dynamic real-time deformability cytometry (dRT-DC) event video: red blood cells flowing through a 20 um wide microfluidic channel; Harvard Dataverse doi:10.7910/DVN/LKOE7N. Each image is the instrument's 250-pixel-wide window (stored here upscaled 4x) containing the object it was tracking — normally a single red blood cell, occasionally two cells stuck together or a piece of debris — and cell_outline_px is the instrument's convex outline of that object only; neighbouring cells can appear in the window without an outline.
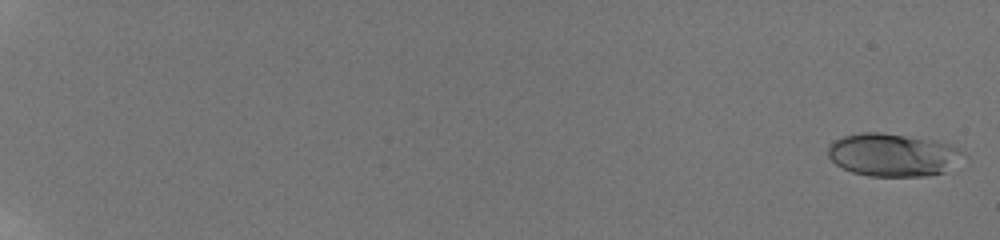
{"species": "human", "species_latin": "Homo sapiens", "temperature_condition": "room temperature", "stored_images_in_passage": 22, "camera_frame_rate_fps": 3000, "um_per_image_px": 0.085, "donor": {"sex": "male"}, "frame": {"image": 1, "passage_image": 1, "time_ms": 0.0, "image_size_px": [1000, 240], "cell_outline_px": [[968, 156], [944, 172], [924, 176], [868, 176], [852, 172], [836, 164], [828, 156], [828, 144], [844, 136], [864, 132], [880, 132], [936, 140], [948, 144], [964, 152]], "centroid_in_image_um": [75.92, 13.16], "position_along_channel_um": 9.1, "area_um2": 33.87}}